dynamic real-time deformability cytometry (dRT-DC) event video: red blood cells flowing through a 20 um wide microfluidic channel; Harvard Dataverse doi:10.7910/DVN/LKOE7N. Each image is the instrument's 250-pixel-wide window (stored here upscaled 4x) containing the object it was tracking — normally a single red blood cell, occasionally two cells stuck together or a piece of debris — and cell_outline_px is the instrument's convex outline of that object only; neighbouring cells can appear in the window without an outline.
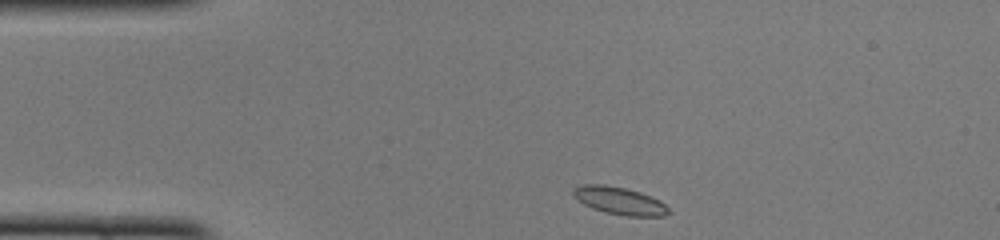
{"species": "common noctule bat (a hibernating species)", "species_latin": "Nyctalus noctula", "temperature_condition": "cold", "stored_images_in_passage": 41, "camera_frame_rate_fps": 3000, "um_per_image_px": 0.085, "animal": {"sex": "female", "body_mass_g": 22.0, "forearm_length_mm": 56.7}, "frame": {"image": 1, "passage_image": 1, "time_ms": 0.0, "image_size_px": [1000, 240], "cell_outline_px": [[668, 212], [664, 216], [624, 216], [604, 212], [592, 208], [584, 204], [572, 196], [572, 188], [580, 184], [604, 184], [624, 188], [640, 192], [660, 200], [668, 208]], "centroid_in_image_um": [52.6, 17.05], "position_along_channel_um": 32.4, "area_um2": 15.37}}
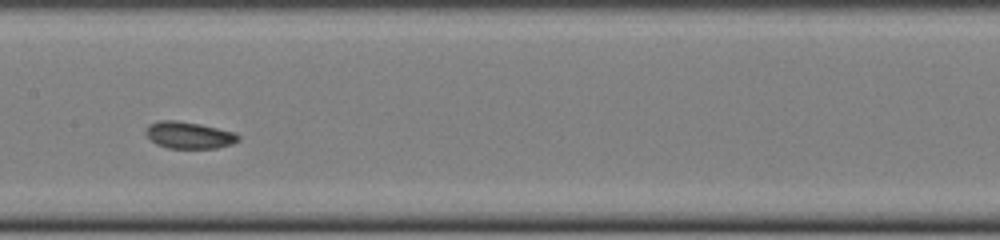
{"frame": {"image": 2, "passage_image": 16, "time_ms": 5.0, "image_size_px": [1000, 240], "cell_outline_px": [[240, 140], [232, 144], [216, 148], [168, 148], [156, 144], [144, 132], [148, 124], [160, 120], [176, 120], [200, 124], [232, 132], [240, 136]], "centroid_in_image_um": [16.04, 11.49], "position_along_channel_um": 191.4, "area_um2": 14.39}}
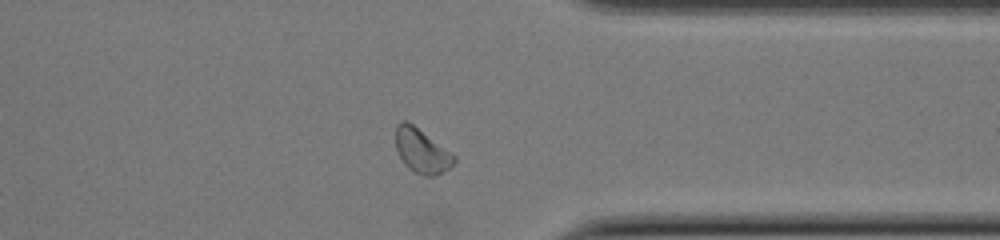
{"frame": {"image": 3, "passage_image": 30, "time_ms": 9.667, "image_size_px": [1000, 240], "cell_outline_px": [[456, 160], [448, 168], [436, 176], [424, 176], [408, 168], [404, 164], [396, 148], [396, 124], [400, 120], [408, 120], [456, 156]], "centroid_in_image_um": [35.83, 12.8], "position_along_channel_um": 375.6, "area_um2": 15.03}, "authors_computed_cell_mechanics": {"area_um2": 14.3922, "velocity_mm_per_s": 4.0401, "shape_relaxation_time_tau1_ms": 3.2836, "shape_relaxation_time_tau2_ms": 1.501, "deformation_change_tau1": 0.0697, "deformation_change_tau2": 0.0469}}